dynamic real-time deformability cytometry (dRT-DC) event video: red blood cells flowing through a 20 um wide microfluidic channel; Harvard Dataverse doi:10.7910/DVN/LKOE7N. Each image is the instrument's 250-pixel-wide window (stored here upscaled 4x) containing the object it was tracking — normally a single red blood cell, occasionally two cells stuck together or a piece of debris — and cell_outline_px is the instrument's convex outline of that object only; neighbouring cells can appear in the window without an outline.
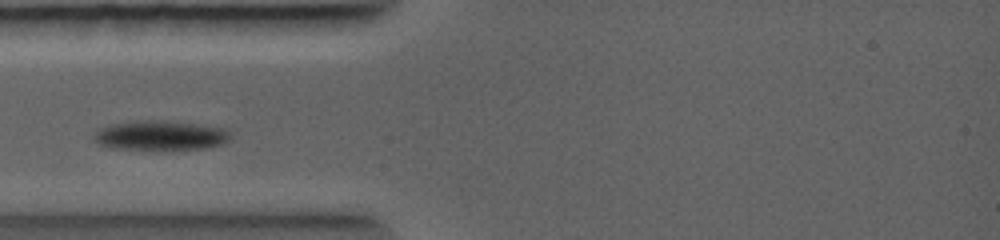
{"species": "common noctule bat (a hibernating species)", "species_latin": "Nyctalus noctula", "temperature_condition": "warm", "stored_images_in_passage": 4, "camera_frame_rate_fps": 5000, "um_per_image_px": 0.085, "animal": {"sex": "female", "body_mass_g": 19.0, "forearm_length_mm": 56.7}, "frame": {"image": 1, "passage_image": 4, "time_ms": 1.8, "image_size_px": [1000, 240], "cell_outline_px": [[228, 140], [224, 144], [208, 148], [172, 152], [156, 152], [112, 148], [100, 144], [96, 140], [96, 136], [100, 132], [108, 128], [128, 124], [184, 124], [220, 128], [228, 136]], "centroid_in_image_um": [13.75, 11.68], "position_along_channel_um": 71.2, "area_um2": 21.85}}